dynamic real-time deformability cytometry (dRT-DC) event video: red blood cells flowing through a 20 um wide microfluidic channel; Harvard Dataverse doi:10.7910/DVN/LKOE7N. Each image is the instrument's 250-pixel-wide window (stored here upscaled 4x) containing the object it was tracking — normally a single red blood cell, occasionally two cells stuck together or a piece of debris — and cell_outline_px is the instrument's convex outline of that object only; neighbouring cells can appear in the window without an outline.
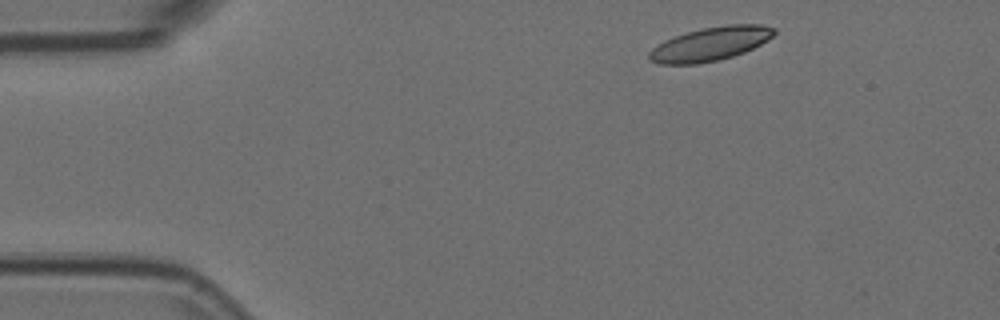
{"species": "Egyptian fruit bat (a non-hibernating species)", "species_latin": "Rousettus aegyptiacus", "temperature_condition": "room temperature", "stored_images_in_passage": 6, "camera_frame_rate_fps": 3000, "um_per_image_px": 0.085, "animal": {"sex": "female"}, "frame": {"image": 1, "passage_image": 1, "time_ms": 0.0, "image_size_px": [1000, 320], "cell_outline_px": [[776, 32], [768, 40], [744, 52], [732, 56], [716, 60], [696, 64], [660, 64], [648, 60], [648, 52], [652, 48], [664, 40], [700, 28], [728, 24], [760, 24], [776, 28]], "centroid_in_image_um": [60.37, 3.72], "position_along_channel_um": 24.6, "area_um2": 24.51}}
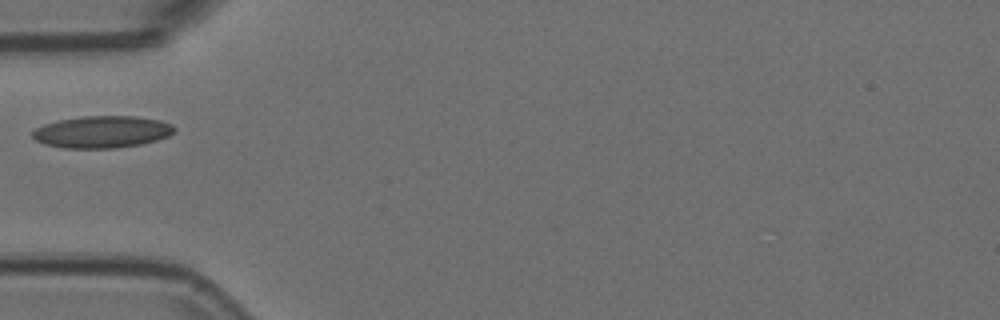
{"frame": {"image": 2, "passage_image": 4, "time_ms": 1.0, "image_size_px": [1000, 320], "cell_outline_px": [[176, 128], [168, 136], [156, 140], [140, 144], [116, 148], [64, 148], [44, 144], [36, 140], [32, 136], [32, 132], [36, 128], [44, 124], [60, 120], [84, 116], [136, 116], [160, 120], [172, 124]], "centroid_in_image_um": [8.67, 11.21], "position_along_channel_um": 76.3, "area_um2": 26.36}}
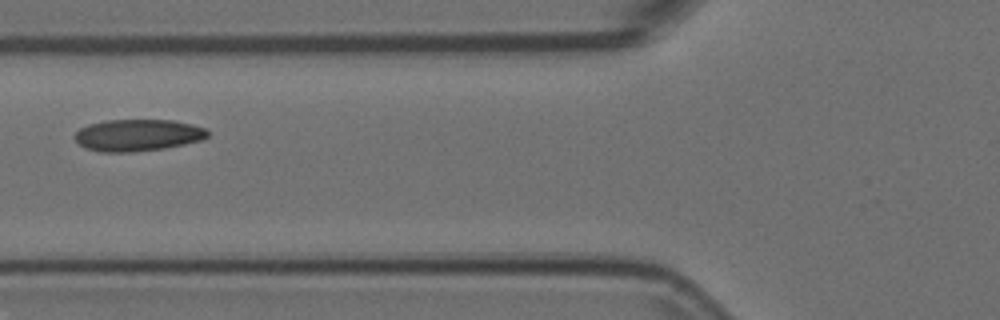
{"frame": {"image": 3, "passage_image": 5, "time_ms": 1.333, "image_size_px": [1000, 320], "cell_outline_px": [[208, 136], [200, 140], [184, 144], [164, 148], [132, 152], [100, 152], [84, 148], [72, 136], [80, 128], [88, 124], [104, 120], [172, 120], [192, 124], [204, 128], [208, 132]], "centroid_in_image_um": [11.66, 11.49], "position_along_channel_um": 114.1, "area_um2": 24.68}}